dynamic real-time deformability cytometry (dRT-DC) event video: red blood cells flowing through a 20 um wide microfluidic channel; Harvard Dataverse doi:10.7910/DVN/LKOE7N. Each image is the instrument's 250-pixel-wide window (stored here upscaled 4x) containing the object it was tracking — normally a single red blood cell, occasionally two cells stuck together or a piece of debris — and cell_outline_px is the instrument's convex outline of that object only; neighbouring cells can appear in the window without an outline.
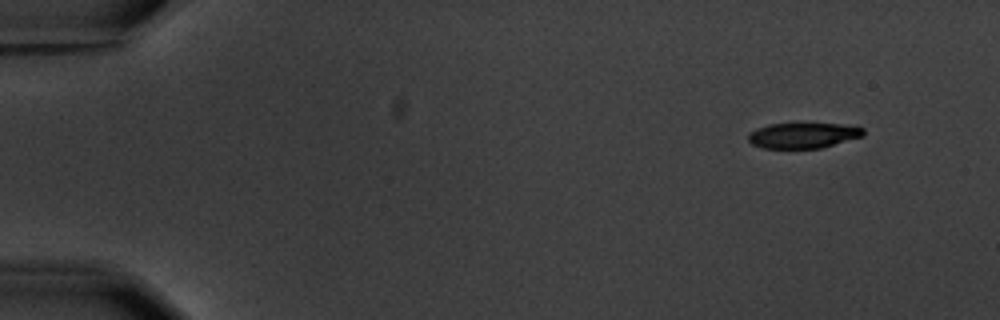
{"species": "common noctule bat (a hibernating species)", "species_latin": "Nyctalus noctula", "temperature_condition": "warm", "stored_images_in_passage": 5, "camera_frame_rate_fps": 3000, "um_per_image_px": 0.085, "animal": {"sex": "male", "body_mass_g": 20.1, "forearm_length_mm": 53.5}, "frame": {"image": 1, "passage_image": 1, "time_ms": 0.0, "image_size_px": [1000, 320], "cell_outline_px": [[864, 136], [820, 148], [764, 148], [752, 144], [748, 140], [748, 132], [756, 128], [768, 124], [800, 120], [844, 124], [864, 128]], "centroid_in_image_um": [68.26, 11.44], "position_along_channel_um": 16.7, "area_um2": 18.15}}
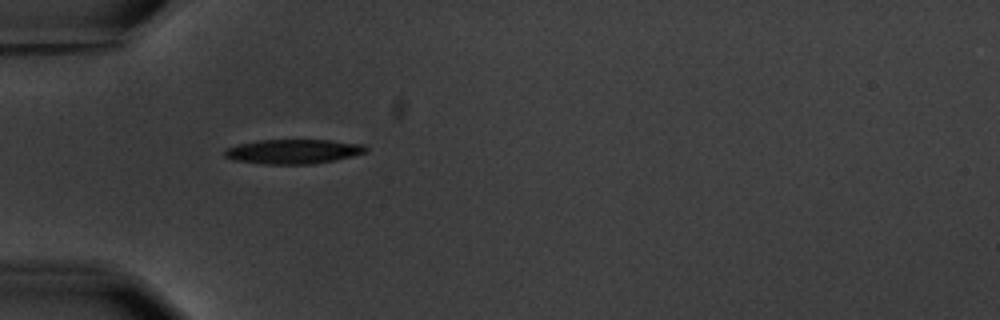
{"frame": {"image": 2, "passage_image": 4, "time_ms": 4.333, "image_size_px": [1000, 320], "cell_outline_px": [[368, 148], [364, 152], [352, 156], [336, 160], [312, 164], [264, 164], [232, 160], [224, 156], [224, 152], [228, 148], [236, 144], [256, 140], [328, 140], [364, 144]], "centroid_in_image_um": [24.9, 12.88], "position_along_channel_um": 60.1, "area_um2": 20.23}}
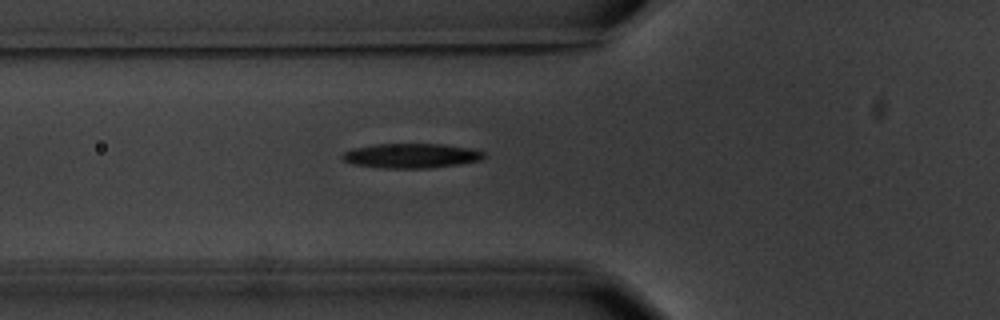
{"frame": {"image": 3, "passage_image": 5, "time_ms": 5.333, "image_size_px": [1000, 320], "cell_outline_px": [[484, 156], [480, 160], [460, 164], [428, 168], [380, 168], [352, 164], [344, 160], [340, 156], [344, 152], [352, 148], [372, 144], [444, 144], [468, 148], [484, 152]], "centroid_in_image_um": [34.9, 13.23], "position_along_channel_um": 90.9, "area_um2": 20.35}}